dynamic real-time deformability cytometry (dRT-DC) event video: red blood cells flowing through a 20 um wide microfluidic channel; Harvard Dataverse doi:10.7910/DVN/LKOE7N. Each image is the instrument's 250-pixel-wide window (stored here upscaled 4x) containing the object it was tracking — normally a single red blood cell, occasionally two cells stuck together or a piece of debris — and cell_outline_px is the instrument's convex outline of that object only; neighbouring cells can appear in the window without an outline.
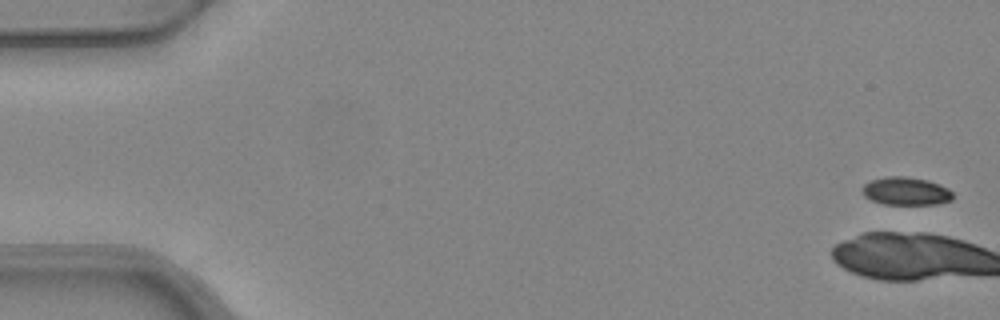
{"species": "common noctule bat (a hibernating species)", "species_latin": "Nyctalus noctula", "temperature_condition": "warm", "stored_images_in_passage": 6, "camera_frame_rate_fps": 3000, "um_per_image_px": 0.085, "animal": {"sex": "female", "body_mass_g": 24.6, "forearm_length_mm": 56.2}, "frame": {"image": 1, "passage_image": 1, "time_ms": 0.0, "image_size_px": [1000, 320], "cell_outline_px": [[952, 200], [936, 204], [884, 204], [872, 200], [864, 196], [860, 188], [864, 184], [872, 180], [884, 176], [904, 176], [928, 180], [940, 184], [948, 188], [952, 192]], "centroid_in_image_um": [76.99, 16.24], "position_along_channel_um": 8.0, "area_um2": 14.85}}